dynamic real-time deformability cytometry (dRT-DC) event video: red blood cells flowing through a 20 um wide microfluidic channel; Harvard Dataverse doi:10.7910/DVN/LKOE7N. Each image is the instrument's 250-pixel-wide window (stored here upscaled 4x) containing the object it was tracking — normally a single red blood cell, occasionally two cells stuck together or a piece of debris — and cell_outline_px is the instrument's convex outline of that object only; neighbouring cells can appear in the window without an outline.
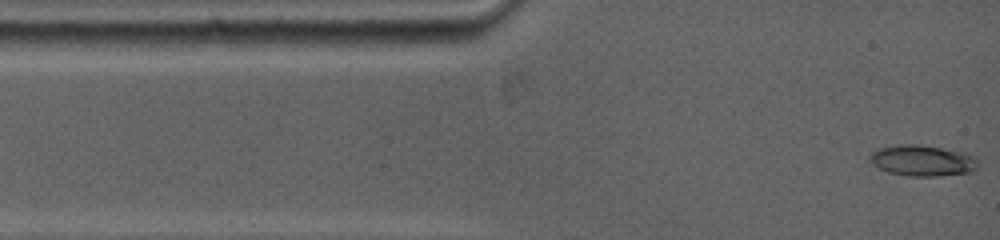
{"species": "common noctule bat (a hibernating species)", "species_latin": "Nyctalus noctula", "temperature_condition": "warm", "stored_images_in_passage": 13, "camera_frame_rate_fps": 5000, "um_per_image_px": 0.085, "animal": {"sex": "female", "body_mass_g": 19.0, "forearm_length_mm": 53.3}, "frame": {"image": 1, "passage_image": 1, "time_ms": 0.0, "image_size_px": [1000, 240], "cell_outline_px": [[976, 168], [968, 172], [932, 176], [912, 176], [888, 172], [880, 168], [868, 156], [872, 152], [880, 148], [900, 144], [916, 144], [968, 152], [976, 160]], "centroid_in_image_um": [78.41, 13.63], "position_along_channel_um": 6.6, "area_um2": 19.07}}
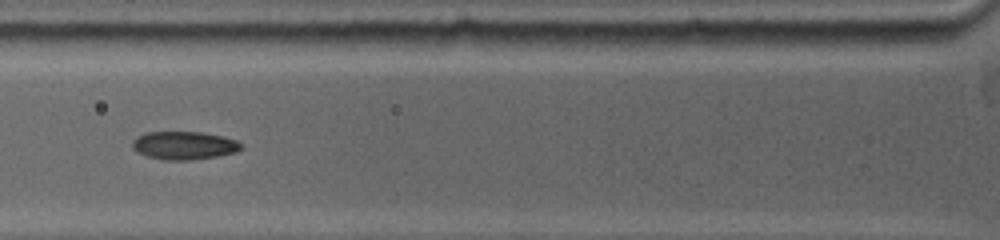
{"frame": {"image": 2, "passage_image": 8, "time_ms": 3.8, "image_size_px": [1000, 240], "cell_outline_px": [[240, 148], [232, 152], [216, 156], [188, 160], [168, 160], [148, 156], [136, 152], [132, 148], [132, 140], [136, 136], [148, 132], [200, 132], [220, 136], [236, 140], [240, 144]], "centroid_in_image_um": [15.55, 12.35], "position_along_channel_um": 110.2, "area_um2": 17.46}}
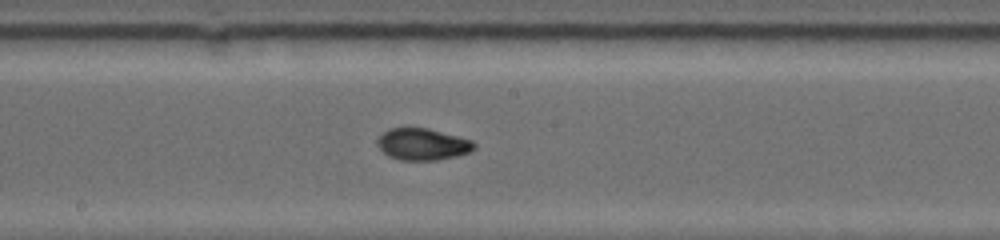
{"frame": {"image": 3, "passage_image": 13, "time_ms": 6.4, "image_size_px": [1000, 240], "cell_outline_px": [[476, 148], [468, 152], [456, 156], [436, 160], [404, 160], [392, 156], [384, 152], [380, 148], [380, 136], [388, 128], [428, 128], [472, 140], [476, 144]], "centroid_in_image_um": [35.99, 12.25], "position_along_channel_um": 212.2, "area_um2": 17.46}}